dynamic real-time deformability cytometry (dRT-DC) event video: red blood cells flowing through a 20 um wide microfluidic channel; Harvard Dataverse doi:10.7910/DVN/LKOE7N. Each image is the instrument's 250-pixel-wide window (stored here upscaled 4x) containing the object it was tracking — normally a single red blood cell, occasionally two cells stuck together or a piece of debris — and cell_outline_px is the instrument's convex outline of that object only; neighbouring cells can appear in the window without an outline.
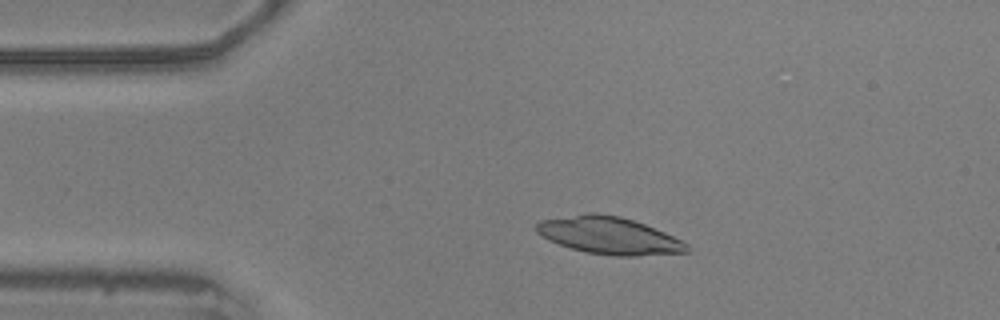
{"species": "common noctule bat (a hibernating species)", "species_latin": "Nyctalus noctula", "temperature_condition": "warm", "stored_images_in_passage": 56, "camera_frame_rate_fps": 3000, "um_per_image_px": 0.085, "animal": {"sex": "male", "body_mass_g": 20.5, "forearm_length_mm": 52.5}, "frame": {"image": 1, "passage_image": 11, "time_ms": 3.333, "image_size_px": [1000, 320], "cell_outline_px": [[692, 252], [636, 256], [616, 256], [584, 252], [560, 244], [536, 232], [536, 224], [540, 220], [588, 212], [596, 212], [620, 216], [644, 224], [664, 232], [688, 244]], "centroid_in_image_um": [51.8, 20.02], "position_along_channel_um": 33.2, "area_um2": 32.54}}
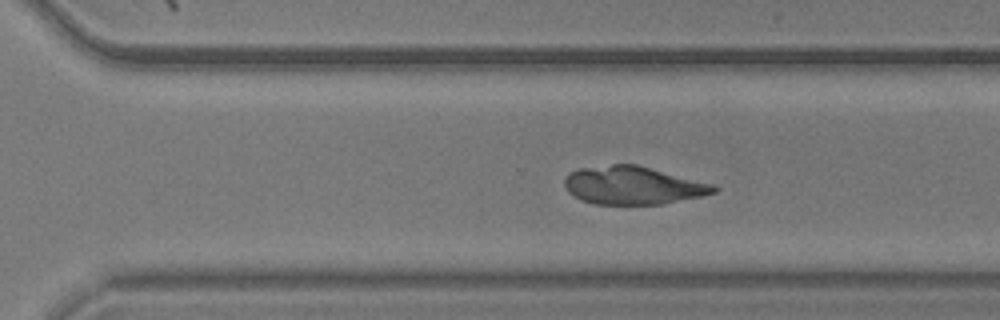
{"frame": {"image": 2, "passage_image": 38, "time_ms": 12.333, "image_size_px": [1000, 320], "cell_outline_px": [[720, 188], [716, 192], [700, 196], [664, 204], [592, 204], [580, 200], [572, 196], [568, 192], [564, 184], [564, 180], [568, 172], [580, 168], [612, 164], [636, 164], [712, 184]], "centroid_in_image_um": [53.75, 15.76], "position_along_channel_um": 316.9, "area_um2": 33.12}}
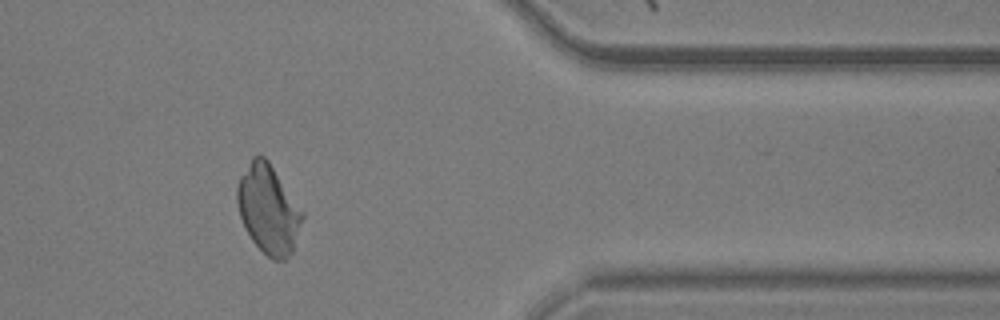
{"frame": {"image": 3, "passage_image": 46, "time_ms": 15.0, "image_size_px": [1000, 320], "cell_outline_px": [[304, 216], [292, 252], [284, 260], [272, 260], [252, 240], [240, 216], [236, 200], [236, 188], [240, 176], [252, 156], [264, 156], [268, 160], [304, 212]], "centroid_in_image_um": [22.81, 17.77], "position_along_channel_um": 388.6, "area_um2": 33.41}}